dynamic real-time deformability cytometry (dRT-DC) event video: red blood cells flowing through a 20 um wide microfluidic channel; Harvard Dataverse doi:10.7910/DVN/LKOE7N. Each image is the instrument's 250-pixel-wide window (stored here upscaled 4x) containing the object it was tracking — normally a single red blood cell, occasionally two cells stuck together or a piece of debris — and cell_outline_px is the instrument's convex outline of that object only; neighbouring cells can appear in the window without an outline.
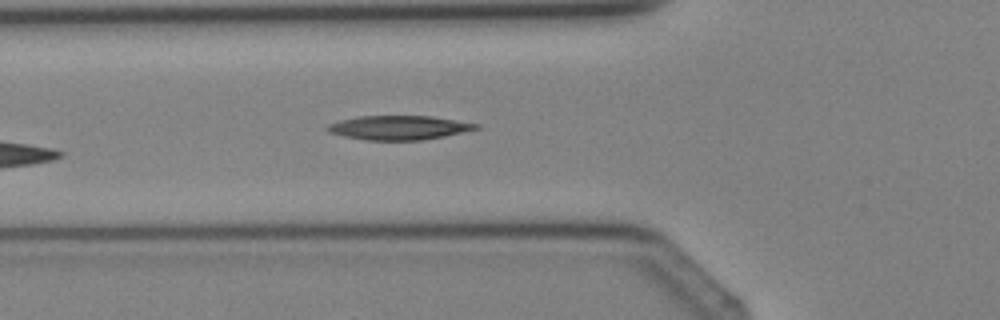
{"species": "Egyptian fruit bat (a non-hibernating species)", "species_latin": "Rousettus aegyptiacus", "temperature_condition": "cold", "stored_images_in_passage": 4, "camera_frame_rate_fps": 3000, "um_per_image_px": 0.085, "animal": {"sex": "female"}, "frame": {"image": 1, "passage_image": 4, "time_ms": 3.333, "image_size_px": [1000, 320], "cell_outline_px": [[480, 128], [464, 132], [444, 136], [420, 140], [368, 140], [344, 136], [328, 132], [324, 128], [328, 124], [340, 120], [360, 116], [432, 116], [480, 124]], "centroid_in_image_um": [33.9, 10.84], "position_along_channel_um": 91.9, "area_um2": 20.87}}